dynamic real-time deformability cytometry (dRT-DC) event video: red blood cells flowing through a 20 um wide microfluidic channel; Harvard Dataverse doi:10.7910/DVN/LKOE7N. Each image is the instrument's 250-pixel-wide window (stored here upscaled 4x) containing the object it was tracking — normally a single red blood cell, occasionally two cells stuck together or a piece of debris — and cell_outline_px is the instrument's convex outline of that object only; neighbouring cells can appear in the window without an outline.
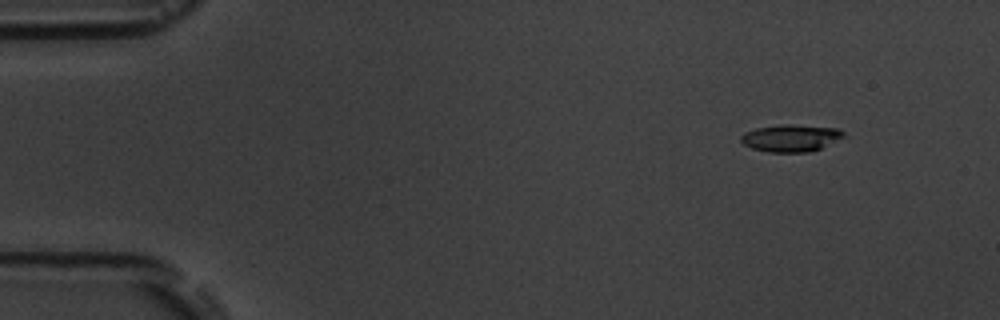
{"species": "common noctule bat (a hibernating species)", "species_latin": "Nyctalus noctula", "temperature_condition": "room temperature", "stored_images_in_passage": 5, "camera_frame_rate_fps": 3000, "um_per_image_px": 0.085, "animal": {"sex": "male", "body_mass_g": 19.5, "forearm_length_mm": 54.6}, "frame": {"image": 1, "passage_image": 1, "time_ms": 0.0, "image_size_px": [1000, 320], "cell_outline_px": [[848, 136], [820, 148], [808, 152], [768, 152], [752, 148], [744, 144], [740, 140], [740, 136], [744, 132], [756, 128], [780, 124], [788, 124], [836, 128], [844, 132]], "centroid_in_image_um": [67.22, 11.73], "position_along_channel_um": 17.8, "area_um2": 16.3}}
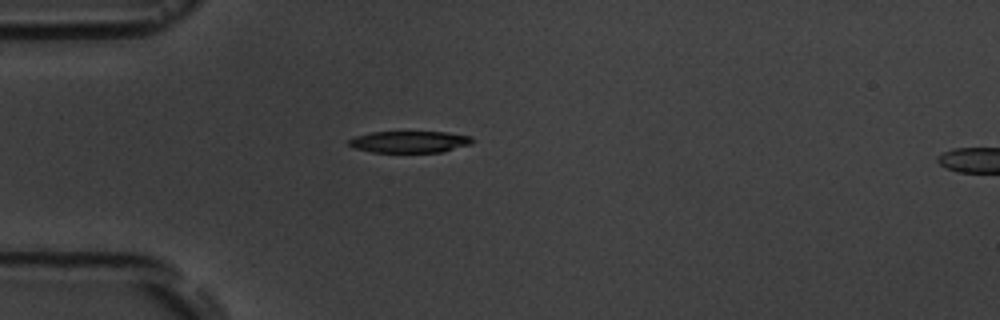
{"frame": {"image": 2, "passage_image": 4, "time_ms": 3.333, "image_size_px": [1000, 320], "cell_outline_px": [[476, 140], [472, 144], [444, 152], [372, 152], [352, 148], [348, 144], [348, 140], [356, 136], [372, 132], [444, 132], [472, 136]], "centroid_in_image_um": [34.85, 12.06], "position_along_channel_um": 50.1, "area_um2": 15.78}}